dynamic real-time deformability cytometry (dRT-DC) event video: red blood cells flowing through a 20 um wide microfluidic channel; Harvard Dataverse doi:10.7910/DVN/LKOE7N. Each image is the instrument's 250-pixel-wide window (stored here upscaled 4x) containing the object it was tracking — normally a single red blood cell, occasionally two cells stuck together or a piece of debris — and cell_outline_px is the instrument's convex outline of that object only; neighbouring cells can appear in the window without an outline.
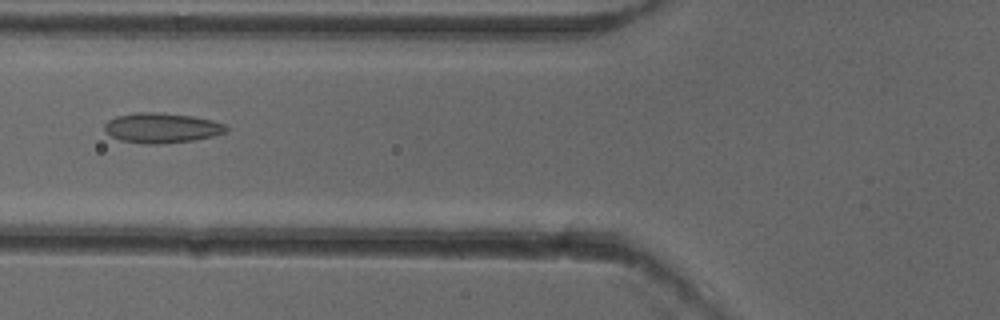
{"species": "common noctule bat (a hibernating species)", "species_latin": "Nyctalus noctula", "temperature_condition": "cold", "stored_images_in_passage": 44, "camera_frame_rate_fps": 3000, "um_per_image_px": 0.085, "animal": {"sex": "female"}, "frame": {"image": 1, "passage_image": 14, "time_ms": 4.333, "image_size_px": [1000, 320], "cell_outline_px": [[228, 132], [212, 136], [192, 140], [160, 144], [144, 144], [120, 140], [112, 136], [104, 128], [104, 124], [108, 120], [116, 116], [136, 112], [160, 112], [192, 116], [212, 120], [224, 124], [228, 128]], "centroid_in_image_um": [13.75, 10.86], "position_along_channel_um": 112.1, "area_um2": 21.27}}
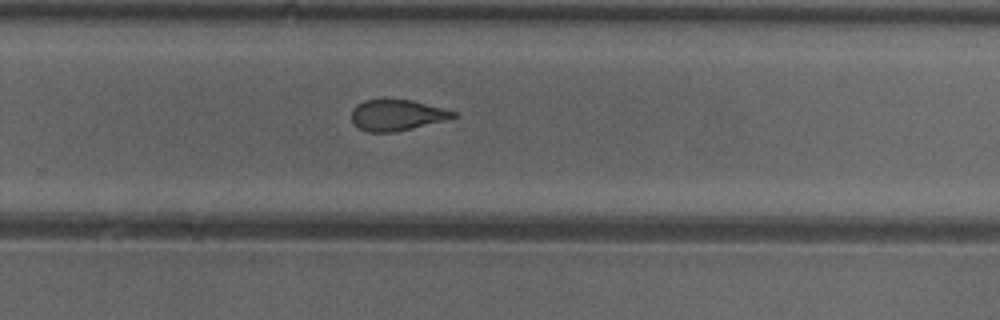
{"frame": {"image": 2, "passage_image": 28, "time_ms": 9.0, "image_size_px": [1000, 320], "cell_outline_px": [[460, 116], [452, 120], [396, 132], [368, 132], [360, 128], [352, 120], [352, 108], [356, 104], [364, 100], [412, 100], [444, 108], [456, 112]], "centroid_in_image_um": [33.83, 9.8], "position_along_channel_um": 296.0, "area_um2": 18.67}}
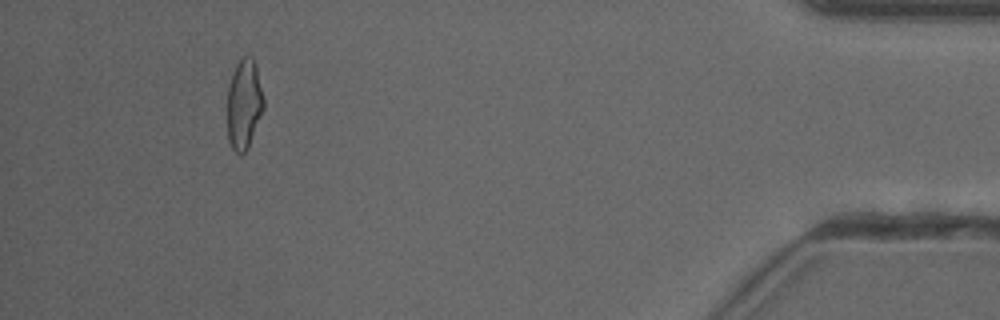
{"frame": {"image": 3, "passage_image": 42, "time_ms": 13.667, "image_size_px": [1000, 320], "cell_outline_px": [[264, 108], [248, 148], [244, 152], [236, 152], [232, 148], [228, 140], [228, 84], [232, 72], [240, 56], [252, 56], [256, 64], [264, 100]], "centroid_in_image_um": [20.74, 8.8], "position_along_channel_um": 414.5, "area_um2": 19.13}}